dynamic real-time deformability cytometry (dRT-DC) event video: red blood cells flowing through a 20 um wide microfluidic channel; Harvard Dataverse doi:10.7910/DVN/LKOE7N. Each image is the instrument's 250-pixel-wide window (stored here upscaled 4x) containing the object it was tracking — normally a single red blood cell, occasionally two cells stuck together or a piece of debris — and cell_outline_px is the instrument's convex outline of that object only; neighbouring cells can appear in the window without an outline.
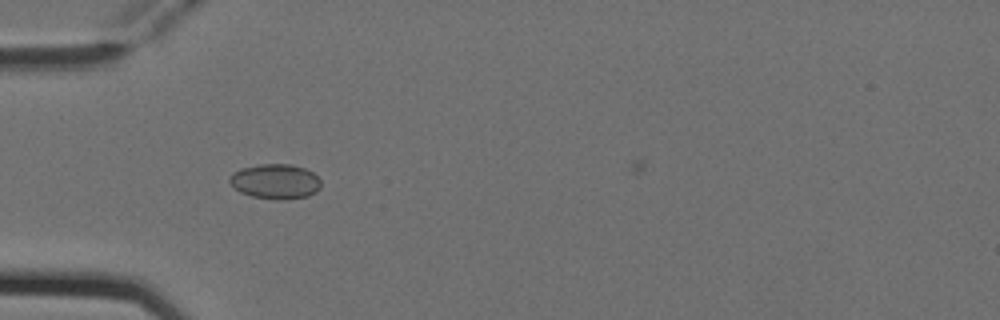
{"species": "Egyptian fruit bat (a non-hibernating species)", "species_latin": "Rousettus aegyptiacus", "temperature_condition": "cold", "stored_images_in_passage": 7, "camera_frame_rate_fps": 3000, "um_per_image_px": 0.085, "animal": {"sex": "female"}, "frame": {"image": 1, "passage_image": 5, "time_ms": 1.333, "image_size_px": [1000, 320], "cell_outline_px": [[320, 188], [316, 192], [308, 196], [280, 200], [252, 196], [240, 192], [228, 180], [232, 172], [240, 168], [260, 164], [292, 164], [304, 168], [312, 172], [320, 180]], "centroid_in_image_um": [23.4, 15.41], "position_along_channel_um": 61.6, "area_um2": 18.55}}